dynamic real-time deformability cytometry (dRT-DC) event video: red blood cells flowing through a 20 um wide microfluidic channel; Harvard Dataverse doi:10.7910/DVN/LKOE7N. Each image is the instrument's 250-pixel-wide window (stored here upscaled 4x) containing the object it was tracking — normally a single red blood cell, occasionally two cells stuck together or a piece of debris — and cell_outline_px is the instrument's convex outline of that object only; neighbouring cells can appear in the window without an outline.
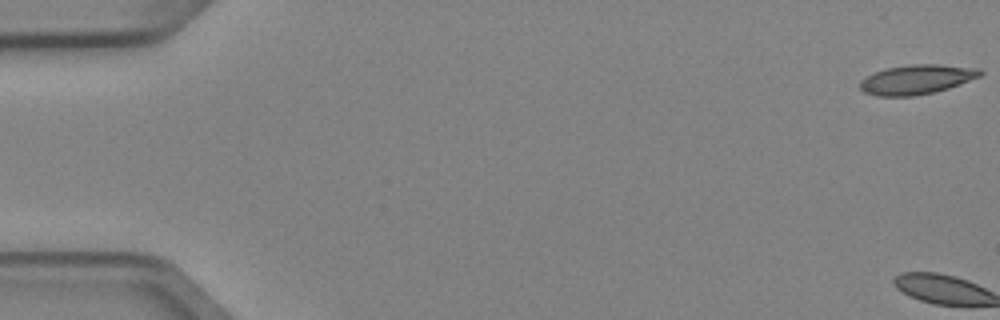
{"species": "Egyptian fruit bat (a non-hibernating species)", "species_latin": "Rousettus aegyptiacus", "temperature_condition": "cold", "stored_images_in_passage": 6, "camera_frame_rate_fps": 3000, "um_per_image_px": 0.085, "animal": {"sex": "female"}, "frame": {"image": 1, "passage_image": 1, "time_ms": 0.0, "image_size_px": [1000, 320], "cell_outline_px": [[984, 72], [980, 76], [948, 88], [932, 92], [912, 96], [876, 96], [864, 92], [860, 88], [860, 80], [884, 68], [908, 64], [936, 64], [980, 68]], "centroid_in_image_um": [77.91, 6.74], "position_along_channel_um": 7.1, "area_um2": 20.58}}
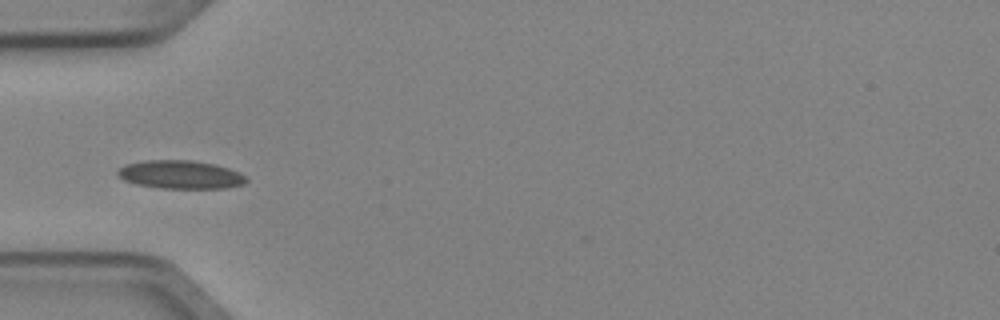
{"frame": {"image": 2, "passage_image": 6, "time_ms": 1.667, "image_size_px": [1000, 320], "cell_outline_px": [[248, 180], [244, 184], [228, 188], [160, 188], [136, 184], [124, 180], [116, 176], [116, 172], [124, 164], [148, 160], [192, 160], [216, 164], [240, 172]], "centroid_in_image_um": [15.33, 14.84], "position_along_channel_um": 69.7, "area_um2": 21.39}}